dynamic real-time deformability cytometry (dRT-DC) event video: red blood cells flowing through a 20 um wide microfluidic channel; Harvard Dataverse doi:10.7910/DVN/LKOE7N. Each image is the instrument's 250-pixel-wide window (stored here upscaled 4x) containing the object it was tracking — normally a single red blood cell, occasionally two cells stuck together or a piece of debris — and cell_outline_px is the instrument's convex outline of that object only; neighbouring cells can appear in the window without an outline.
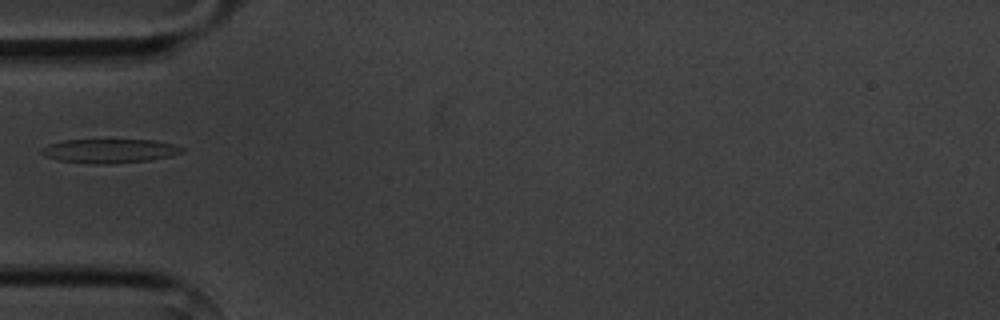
{"species": "common noctule bat (a hibernating species)", "species_latin": "Nyctalus noctula", "temperature_condition": "cold", "stored_images_in_passage": 2, "camera_frame_rate_fps": 3000, "um_per_image_px": 0.085, "animal": {"sex": "male", "body_mass_g": 20.1, "forearm_length_mm": 53.5}, "frame": {"image": 1, "passage_image": 2, "time_ms": 1.0, "image_size_px": [1000, 320], "cell_outline_px": [[184, 152], [172, 156], [148, 160], [108, 164], [96, 164], [60, 160], [44, 156], [40, 152], [40, 148], [48, 144], [64, 140], [152, 140], [172, 144], [184, 148]], "centroid_in_image_um": [9.3, 12.83], "position_along_channel_um": 75.7, "area_um2": 19.59}}